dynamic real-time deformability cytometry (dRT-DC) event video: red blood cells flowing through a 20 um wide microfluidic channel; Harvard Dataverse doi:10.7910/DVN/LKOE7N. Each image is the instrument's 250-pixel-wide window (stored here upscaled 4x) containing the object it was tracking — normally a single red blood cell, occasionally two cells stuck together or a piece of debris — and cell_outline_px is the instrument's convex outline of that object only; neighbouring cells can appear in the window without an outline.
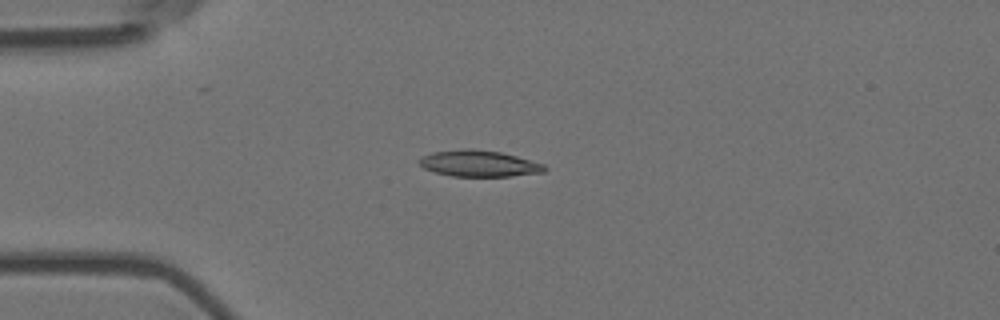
{"species": "Egyptian fruit bat (a non-hibernating species)", "species_latin": "Rousettus aegyptiacus", "temperature_condition": "room temperature", "stored_images_in_passage": 4, "camera_frame_rate_fps": 3000, "um_per_image_px": 0.085, "animal": {"sex": "female"}, "frame": {"image": 1, "passage_image": 3, "time_ms": 0.667, "image_size_px": [1000, 320], "cell_outline_px": [[548, 168], [544, 172], [508, 176], [452, 176], [436, 172], [424, 168], [420, 164], [420, 160], [424, 156], [432, 152], [460, 148], [472, 148], [500, 152], [516, 156], [544, 164]], "centroid_in_image_um": [40.73, 13.89], "position_along_channel_um": 44.3, "area_um2": 19.07}}